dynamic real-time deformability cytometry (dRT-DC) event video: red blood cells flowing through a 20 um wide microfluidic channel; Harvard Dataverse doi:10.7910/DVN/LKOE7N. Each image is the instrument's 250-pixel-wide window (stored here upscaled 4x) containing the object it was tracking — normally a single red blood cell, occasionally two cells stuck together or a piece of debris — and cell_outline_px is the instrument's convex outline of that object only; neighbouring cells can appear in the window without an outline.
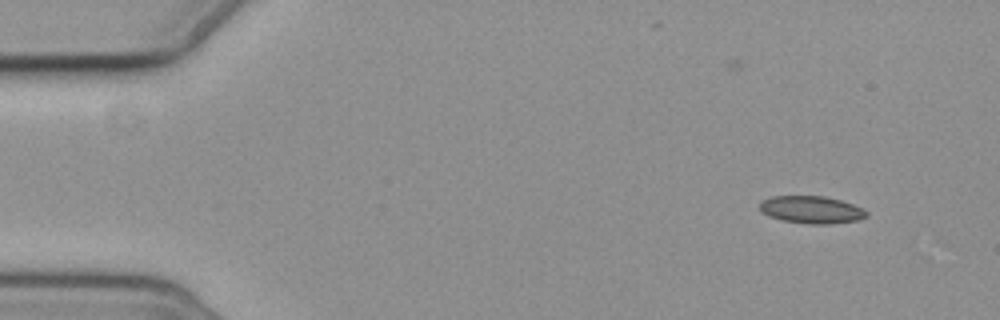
{"species": "common noctule bat (a hibernating species)", "species_latin": "Nyctalus noctula", "temperature_condition": "cold", "stored_images_in_passage": 4, "camera_frame_rate_fps": 3000, "um_per_image_px": 0.085, "animal": {"sex": "female", "body_mass_g": 19.3, "forearm_length_mm": 54.1}, "frame": {"image": 1, "passage_image": 1, "time_ms": 0.0, "image_size_px": [1000, 320], "cell_outline_px": [[868, 216], [860, 220], [828, 224], [812, 224], [784, 220], [768, 216], [760, 212], [760, 204], [764, 200], [772, 196], [824, 196], [840, 200], [864, 208], [868, 212]], "centroid_in_image_um": [69.01, 17.83], "position_along_channel_um": 16.0, "area_um2": 17.05}}
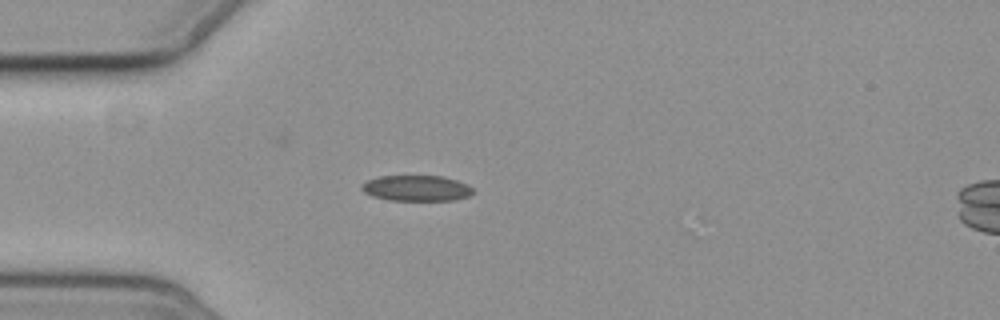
{"frame": {"image": 2, "passage_image": 4, "time_ms": 3.667, "image_size_px": [1000, 320], "cell_outline_px": [[472, 192], [468, 196], [452, 200], [388, 200], [372, 196], [364, 192], [360, 188], [360, 184], [368, 180], [380, 176], [440, 176], [456, 180], [468, 184], [472, 188]], "centroid_in_image_um": [35.36, 15.99], "position_along_channel_um": 49.6, "area_um2": 16.59}}